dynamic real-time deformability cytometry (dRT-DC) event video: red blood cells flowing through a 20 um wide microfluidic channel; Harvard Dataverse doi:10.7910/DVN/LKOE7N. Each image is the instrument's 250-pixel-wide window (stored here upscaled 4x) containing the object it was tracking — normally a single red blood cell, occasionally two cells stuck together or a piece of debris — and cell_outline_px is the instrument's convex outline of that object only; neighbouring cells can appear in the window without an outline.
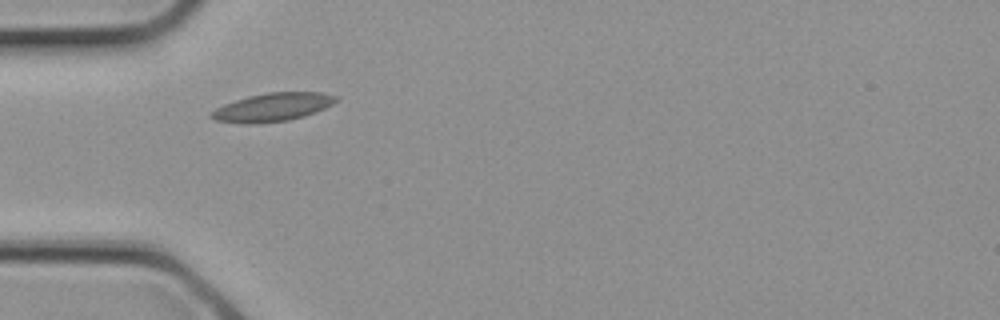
{"species": "common noctule bat (a hibernating species)", "species_latin": "Nyctalus noctula", "temperature_condition": "cold", "stored_images_in_passage": 2, "camera_frame_rate_fps": 3000, "um_per_image_px": 0.085, "animal": {"sex": "female", "body_mass_g": 21.9}, "frame": {"image": 1, "passage_image": 2, "time_ms": 0.333, "image_size_px": [1000, 320], "cell_outline_px": [[340, 100], [316, 112], [304, 116], [288, 120], [248, 124], [216, 120], [208, 116], [216, 108], [224, 104], [248, 96], [268, 92], [324, 92], [340, 96]], "centroid_in_image_um": [23.23, 9.09], "position_along_channel_um": 61.8, "area_um2": 20.58}}